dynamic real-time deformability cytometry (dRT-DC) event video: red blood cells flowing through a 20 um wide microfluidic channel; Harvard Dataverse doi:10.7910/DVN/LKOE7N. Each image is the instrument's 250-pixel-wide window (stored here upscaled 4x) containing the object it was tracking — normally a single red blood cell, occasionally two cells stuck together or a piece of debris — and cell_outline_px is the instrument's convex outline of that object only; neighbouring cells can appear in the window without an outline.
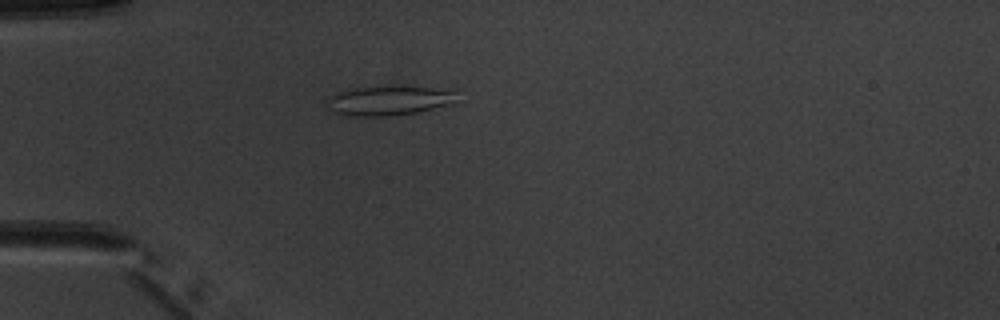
{"species": "common noctule bat (a hibernating species)", "species_latin": "Nyctalus noctula", "temperature_condition": "warm", "stored_images_in_passage": 4, "camera_frame_rate_fps": 3000, "um_per_image_px": 0.085, "animal": {"sex": "male", "body_mass_g": 20.1, "forearm_length_mm": 53.5}, "frame": {"image": 1, "passage_image": 3, "time_ms": 2.333, "image_size_px": [1000, 320], "cell_outline_px": [[460, 88], [456, 104], [416, 112], [392, 116], [348, 116], [336, 112], [332, 108], [328, 96], [348, 88], [392, 84]], "centroid_in_image_um": [33.29, 8.48], "position_along_channel_um": 51.7, "area_um2": 23.76}}